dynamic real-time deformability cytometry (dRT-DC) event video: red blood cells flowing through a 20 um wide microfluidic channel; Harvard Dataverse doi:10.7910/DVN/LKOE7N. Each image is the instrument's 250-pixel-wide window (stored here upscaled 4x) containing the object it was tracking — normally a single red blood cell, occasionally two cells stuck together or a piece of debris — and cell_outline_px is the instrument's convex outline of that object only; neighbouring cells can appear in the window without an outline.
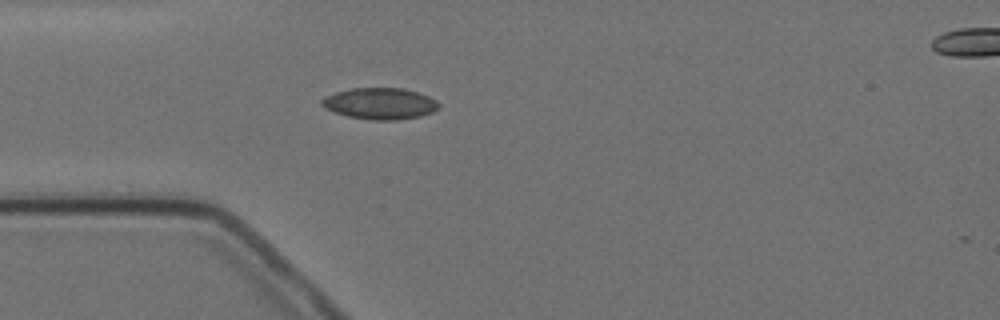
{"species": "Egyptian fruit bat (a non-hibernating species)", "species_latin": "Rousettus aegyptiacus", "temperature_condition": "cold", "stored_images_in_passage": 1, "camera_frame_rate_fps": 3000, "um_per_image_px": 0.085, "animal": {"sex": "female"}, "frame": {"image": 1, "passage_image": 1, "time_ms": 0.0, "image_size_px": [1000, 320], "cell_outline_px": [[440, 108], [432, 112], [420, 116], [396, 120], [372, 120], [348, 116], [324, 108], [320, 104], [320, 100], [324, 96], [336, 92], [352, 88], [400, 88], [416, 92], [428, 96], [436, 100], [440, 104]], "centroid_in_image_um": [32.29, 8.8], "position_along_channel_um": 52.7, "area_um2": 21.39}}